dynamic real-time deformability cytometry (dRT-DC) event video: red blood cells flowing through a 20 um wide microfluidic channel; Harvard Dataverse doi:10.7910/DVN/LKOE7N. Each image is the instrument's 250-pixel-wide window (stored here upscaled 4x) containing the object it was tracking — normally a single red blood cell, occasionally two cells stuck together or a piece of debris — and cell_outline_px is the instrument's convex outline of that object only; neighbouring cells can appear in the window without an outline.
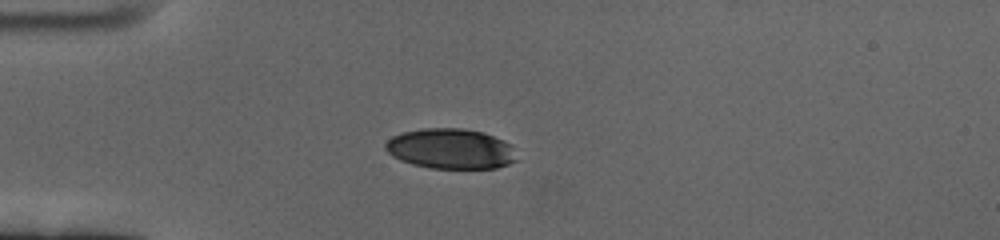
{"species": "human", "species_latin": "Homo sapiens", "temperature_condition": "cold", "stored_images_in_passage": 45, "camera_frame_rate_fps": 3000, "um_per_image_px": 0.085, "donor": {"sex": "female"}, "frame": {"image": 1, "passage_image": 1, "time_ms": 0.0, "image_size_px": [1000, 240], "cell_outline_px": [[516, 160], [508, 164], [496, 168], [432, 168], [412, 164], [400, 160], [392, 156], [384, 148], [384, 144], [392, 136], [404, 132], [424, 128], [464, 128], [484, 132], [508, 144]], "centroid_in_image_um": [38.23, 12.64], "position_along_channel_um": 46.8, "area_um2": 30.4}}
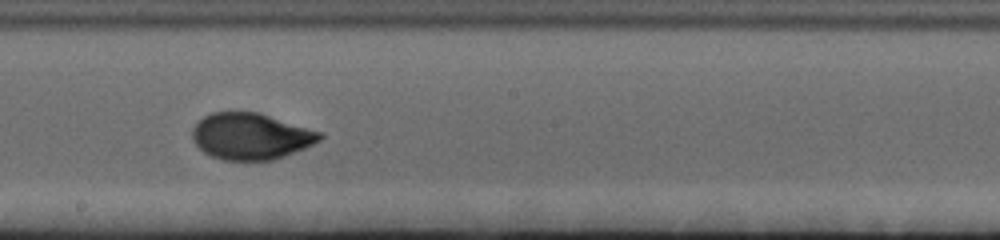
{"frame": {"image": 2, "passage_image": 19, "time_ms": 6.0, "image_size_px": [1000, 240], "cell_outline_px": [[324, 136], [320, 140], [304, 148], [284, 156], [272, 160], [224, 160], [212, 156], [204, 152], [196, 144], [192, 136], [192, 128], [204, 116], [212, 112], [260, 112], [320, 132]], "centroid_in_image_um": [21.31, 11.58], "position_along_channel_um": 226.9, "area_um2": 34.22}}
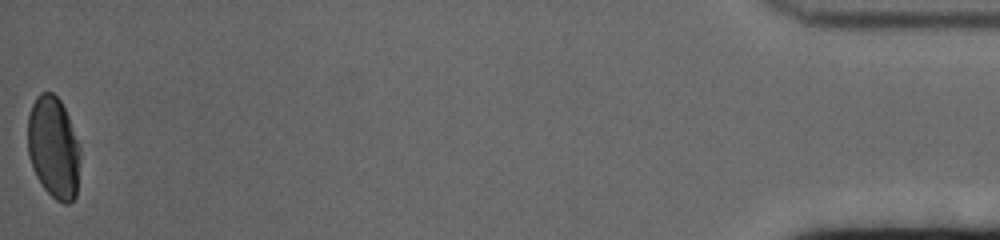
{"frame": {"image": 3, "passage_image": 45, "time_ms": 14.667, "image_size_px": [1000, 240], "cell_outline_px": [[80, 156], [76, 196], [68, 204], [64, 204], [56, 200], [44, 188], [36, 176], [32, 168], [28, 156], [28, 116], [32, 104], [36, 96], [40, 92], [52, 92], [60, 100], [68, 116], [80, 148]], "centroid_in_image_um": [4.54, 12.54], "position_along_channel_um": 430.7, "area_um2": 31.21}, "authors_computed_cell_mechanics": {"area_um2": 34.2754, "velocity_mm_per_s": 3.3694, "shape_relaxation_time_tau1_ms": 4.6912, "shape_relaxation_time_tau2_ms": null, "deformation_change_tau1": 0.1684, "deformation_change_tau2": null}}